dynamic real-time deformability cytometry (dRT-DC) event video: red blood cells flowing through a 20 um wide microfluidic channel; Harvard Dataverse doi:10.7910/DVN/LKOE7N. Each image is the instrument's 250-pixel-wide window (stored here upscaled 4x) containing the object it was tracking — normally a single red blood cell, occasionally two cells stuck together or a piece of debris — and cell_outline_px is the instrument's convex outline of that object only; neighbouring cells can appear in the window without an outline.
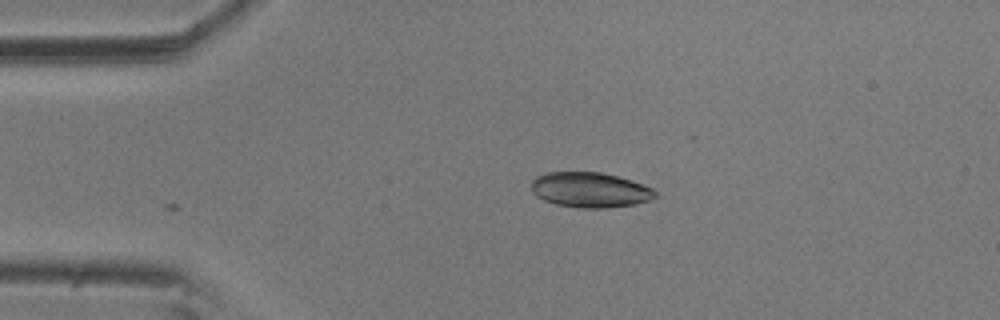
{"species": "common noctule bat (a hibernating species)", "species_latin": "Nyctalus noctula", "temperature_condition": "room temperature", "stored_images_in_passage": 3, "camera_frame_rate_fps": 3000, "um_per_image_px": 0.085, "animal": {"sex": "male", "body_mass_g": 20.5, "forearm_length_mm": 52.5}, "frame": {"image": 1, "passage_image": 2, "time_ms": 0.333, "image_size_px": [1000, 320], "cell_outline_px": [[656, 196], [648, 200], [632, 204], [608, 208], [576, 208], [556, 204], [544, 200], [536, 196], [532, 192], [532, 180], [536, 176], [548, 172], [600, 172], [620, 176], [644, 184], [652, 188], [656, 192]], "centroid_in_image_um": [50.14, 16.13], "position_along_channel_um": 34.9, "area_um2": 25.49}}